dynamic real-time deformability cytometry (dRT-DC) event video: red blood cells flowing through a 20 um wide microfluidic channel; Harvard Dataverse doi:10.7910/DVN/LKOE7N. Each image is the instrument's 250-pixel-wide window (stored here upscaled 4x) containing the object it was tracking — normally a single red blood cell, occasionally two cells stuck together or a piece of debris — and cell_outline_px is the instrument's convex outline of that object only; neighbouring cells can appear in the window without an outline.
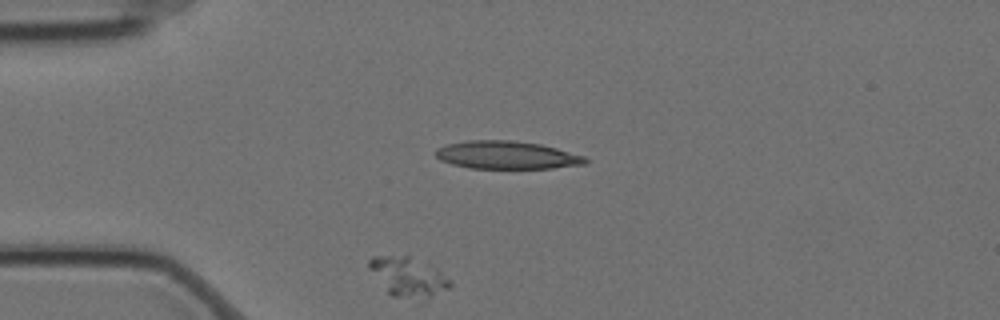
{"species": "Egyptian fruit bat (a non-hibernating species)", "species_latin": "Rousettus aegyptiacus", "temperature_condition": "cold", "stored_images_in_passage": 3, "camera_frame_rate_fps": 3000, "um_per_image_px": 0.085, "animal": {"sex": "female"}, "frame": {"image": 1, "passage_image": 1, "time_ms": 0.0, "image_size_px": [1000, 320], "cell_outline_px": [[452, 284], [448, 288], [424, 304], [420, 304], [392, 296], [388, 292], [368, 268], [368, 260], [372, 256], [408, 256], [436, 268], [452, 280]], "centroid_in_image_um": [34.75, 23.63], "position_along_channel_um": 50.3, "area_um2": 19.31}}
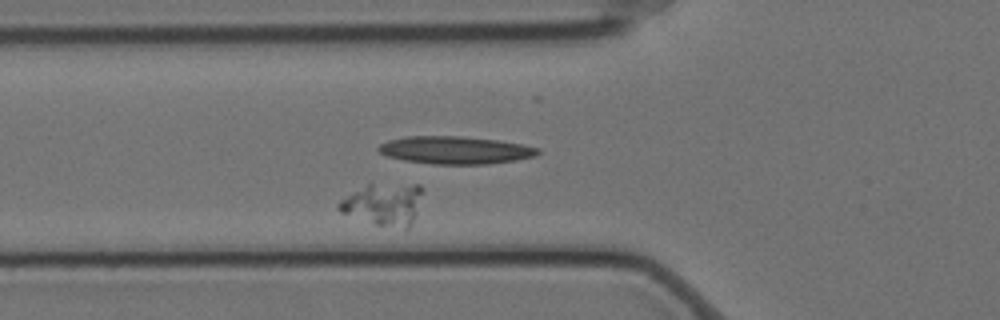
{"frame": {"image": 2, "passage_image": 3, "time_ms": 0.667, "image_size_px": [1000, 320], "cell_outline_px": [[420, 192], [412, 224], [408, 228], [404, 228], [376, 224], [340, 212], [336, 208], [336, 204], [340, 200], [368, 184], [420, 184]], "centroid_in_image_um": [32.56, 17.35], "position_along_channel_um": 93.2, "area_um2": 19.83}}